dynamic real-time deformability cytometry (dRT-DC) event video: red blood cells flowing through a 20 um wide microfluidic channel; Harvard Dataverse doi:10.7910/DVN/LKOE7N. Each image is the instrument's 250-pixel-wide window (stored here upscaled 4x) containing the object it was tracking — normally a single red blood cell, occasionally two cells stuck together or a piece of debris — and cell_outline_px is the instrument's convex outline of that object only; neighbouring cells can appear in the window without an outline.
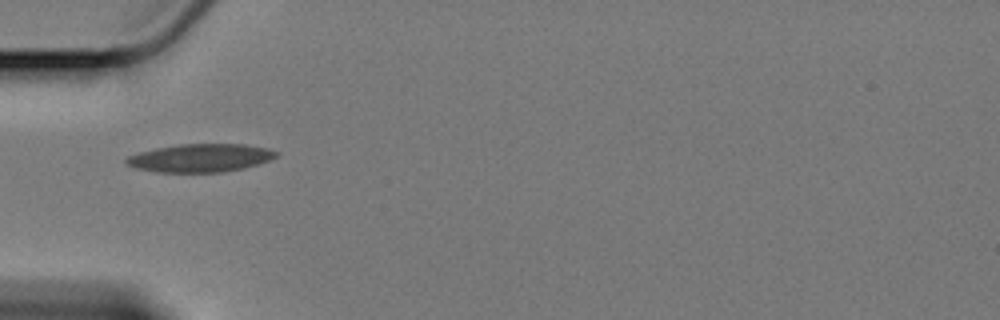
{"species": "Egyptian fruit bat (a non-hibernating species)", "species_latin": "Rousettus aegyptiacus", "temperature_condition": "cold", "stored_images_in_passage": 3, "camera_frame_rate_fps": 3000, "um_per_image_px": 0.085, "animal": {"sex": "female"}, "frame": {"image": 1, "passage_image": 1, "time_ms": 0.0, "image_size_px": [1000, 320], "cell_outline_px": [[280, 152], [276, 156], [268, 160], [244, 168], [224, 172], [156, 172], [136, 168], [124, 164], [124, 160], [128, 156], [140, 152], [156, 148], [180, 144], [244, 144], [268, 148]], "centroid_in_image_um": [17.01, 13.42], "position_along_channel_um": 68.0, "area_um2": 24.57}}